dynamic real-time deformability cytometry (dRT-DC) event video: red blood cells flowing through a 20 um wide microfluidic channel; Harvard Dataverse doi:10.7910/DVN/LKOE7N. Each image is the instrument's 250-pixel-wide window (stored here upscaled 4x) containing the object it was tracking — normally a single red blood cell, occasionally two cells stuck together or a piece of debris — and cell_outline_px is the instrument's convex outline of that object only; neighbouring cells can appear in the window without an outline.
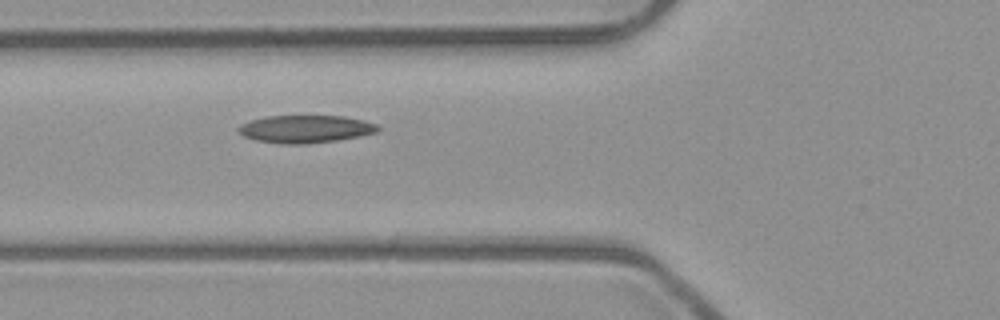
{"species": "common noctule bat (a hibernating species)", "species_latin": "Nyctalus noctula", "temperature_condition": "room temperature", "stored_images_in_passage": 5, "camera_frame_rate_fps": 3000, "um_per_image_px": 0.085, "animal": {"sex": "male", "body_mass_g": 23.1, "forearm_length_mm": 52.7}, "frame": {"image": 1, "passage_image": 5, "time_ms": 1.333, "image_size_px": [1000, 320], "cell_outline_px": [[380, 128], [376, 132], [360, 136], [336, 140], [308, 144], [280, 144], [256, 140], [244, 136], [236, 128], [240, 124], [264, 116], [344, 116], [364, 120], [376, 124]], "centroid_in_image_um": [25.95, 10.96], "position_along_channel_um": 99.9, "area_um2": 22.48}}